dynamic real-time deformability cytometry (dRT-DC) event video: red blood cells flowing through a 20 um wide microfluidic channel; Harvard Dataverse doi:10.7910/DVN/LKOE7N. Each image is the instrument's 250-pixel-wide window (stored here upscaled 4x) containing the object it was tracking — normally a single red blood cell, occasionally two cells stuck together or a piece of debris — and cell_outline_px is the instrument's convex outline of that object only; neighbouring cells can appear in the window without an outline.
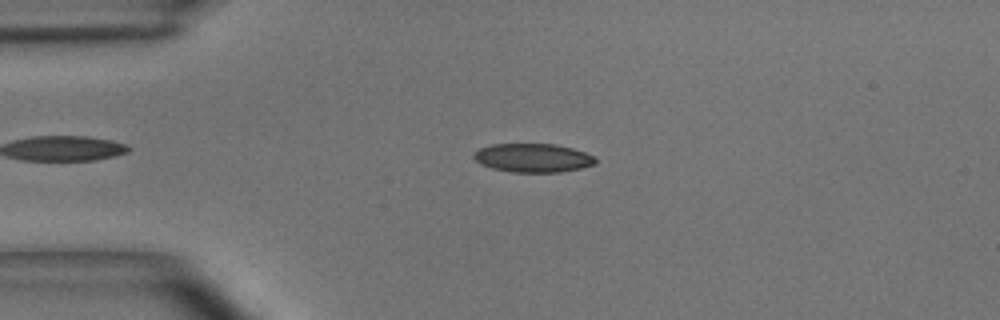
{"species": "common noctule bat (a hibernating species)", "species_latin": "Nyctalus noctula", "temperature_condition": "room temperature", "stored_images_in_passage": 49, "camera_frame_rate_fps": 3000, "um_per_image_px": 0.085, "animal": {"sex": "male", "body_mass_g": 15.6}, "frame": {"image": 1, "passage_image": 11, "time_ms": 3.333, "image_size_px": [1000, 320], "cell_outline_px": [[596, 164], [580, 168], [560, 172], [512, 172], [492, 168], [480, 164], [472, 156], [480, 148], [492, 144], [556, 144], [572, 148], [596, 156]], "centroid_in_image_um": [45.32, 13.42], "position_along_channel_um": 39.7, "area_um2": 20.35}}
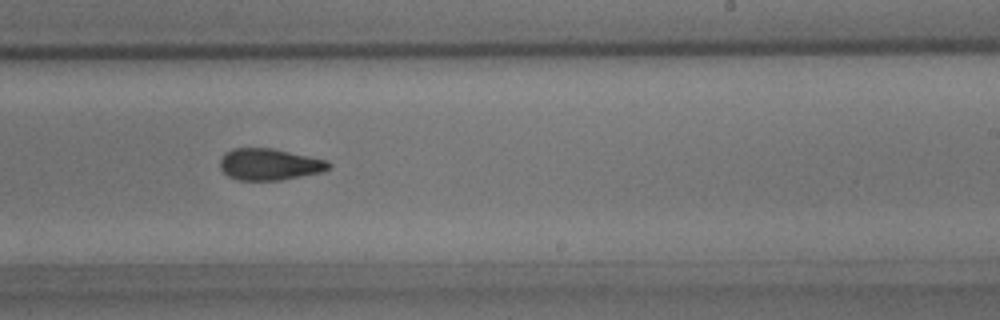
{"frame": {"image": 2, "passage_image": 30, "time_ms": 9.667, "image_size_px": [1000, 320], "cell_outline_px": [[332, 164], [324, 172], [280, 180], [240, 180], [228, 176], [220, 168], [220, 160], [224, 152], [232, 148], [272, 148], [328, 160]], "centroid_in_image_um": [22.91, 13.96], "position_along_channel_um": 266.1, "area_um2": 20.11}}
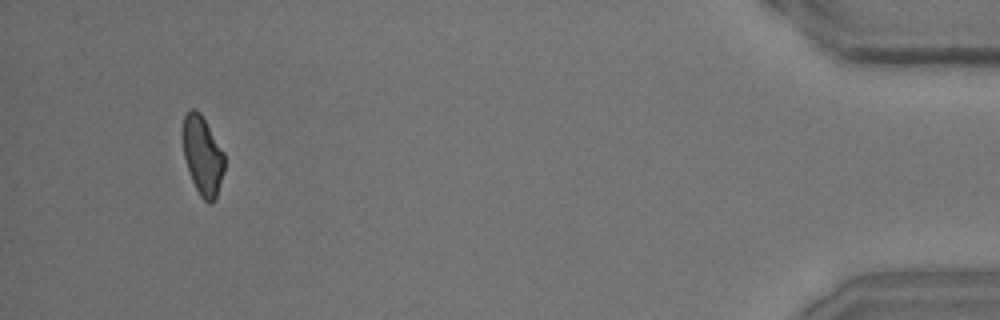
{"frame": {"image": 3, "passage_image": 47, "time_ms": 15.333, "image_size_px": [1000, 320], "cell_outline_px": [[224, 168], [216, 200], [212, 204], [208, 204], [200, 196], [192, 180], [184, 156], [180, 136], [184, 116], [192, 108], [200, 112], [224, 152]], "centroid_in_image_um": [17.2, 13.22], "position_along_channel_um": 418.0, "area_um2": 19.36}, "authors_computed_cell_mechanics": {"area_um2": 20.1722, "velocity_mm_per_s": 3.9548, "shape_relaxation_time_tau1_ms": 4.6342, "shape_relaxation_time_tau2_ms": 3.0915, "deformation_change_tau1": 0.1343, "deformation_change_tau2": 0.0951}}